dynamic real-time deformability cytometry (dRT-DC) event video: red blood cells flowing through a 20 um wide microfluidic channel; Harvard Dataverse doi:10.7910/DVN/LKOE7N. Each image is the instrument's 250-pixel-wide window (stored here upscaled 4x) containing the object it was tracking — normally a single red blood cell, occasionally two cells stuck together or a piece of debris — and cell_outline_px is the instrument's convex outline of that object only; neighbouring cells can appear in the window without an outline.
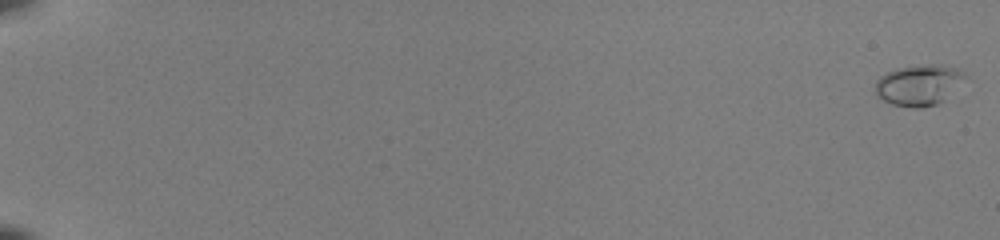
{"species": "common noctule bat (a hibernating species)", "species_latin": "Nyctalus noctula", "temperature_condition": "room temperature", "stored_images_in_passage": 53, "camera_frame_rate_fps": 3000, "um_per_image_px": 0.085, "animal": {"sex": "female", "body_mass_g": 22.0, "forearm_length_mm": 56.7}, "frame": {"image": 1, "passage_image": 1, "time_ms": 0.0, "image_size_px": [1000, 240], "cell_outline_px": [[964, 76], [944, 100], [936, 104], [920, 108], [912, 108], [892, 104], [876, 96], [876, 80], [880, 76], [896, 68], [928, 64], [944, 64], [956, 68], [964, 72]], "centroid_in_image_um": [78.04, 7.22], "position_along_channel_um": 7.0, "area_um2": 20.98}}
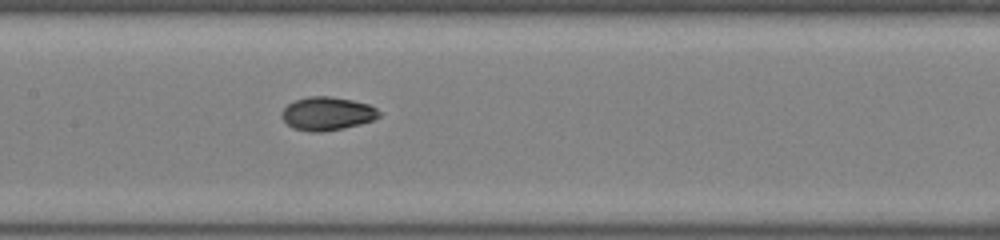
{"frame": {"image": 2, "passage_image": 30, "time_ms": 9.667, "image_size_px": [1000, 240], "cell_outline_px": [[380, 116], [372, 120], [360, 124], [344, 128], [324, 132], [312, 132], [292, 128], [280, 116], [280, 112], [288, 104], [296, 100], [308, 96], [332, 96], [352, 100], [368, 104], [376, 108], [380, 112]], "centroid_in_image_um": [27.79, 9.66], "position_along_channel_um": 179.6, "area_um2": 19.02}}
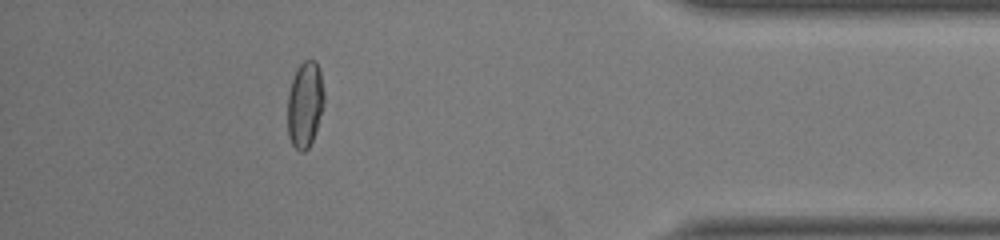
{"frame": {"image": 3, "passage_image": 49, "time_ms": 16.0, "image_size_px": [1000, 240], "cell_outline_px": [[324, 100], [316, 128], [312, 140], [308, 148], [304, 152], [300, 152], [292, 144], [288, 136], [288, 92], [296, 68], [304, 60], [316, 60], [320, 68], [324, 92]], "centroid_in_image_um": [25.91, 8.84], "position_along_channel_um": 409.3, "area_um2": 18.26}, "authors_computed_cell_mechanics": {"area_um2": 18.3226, "velocity_mm_per_s": 4.0884, "shape_relaxation_time_tau1_ms": 5.2986, "shape_relaxation_time_tau2_ms": 1.5507, "deformation_change_tau1": 0.1941, "deformation_change_tau2": 0.0352}}